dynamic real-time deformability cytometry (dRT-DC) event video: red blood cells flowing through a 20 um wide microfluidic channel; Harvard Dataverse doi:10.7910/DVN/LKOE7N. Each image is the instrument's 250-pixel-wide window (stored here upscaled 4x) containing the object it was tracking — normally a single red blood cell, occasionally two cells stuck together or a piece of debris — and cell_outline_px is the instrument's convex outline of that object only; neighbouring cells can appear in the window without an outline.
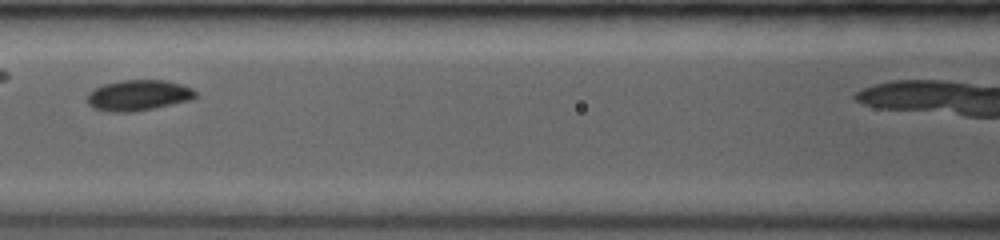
{"species": "common noctule bat (a hibernating species)", "species_latin": "Nyctalus noctula", "temperature_condition": "room temperature", "stored_images_in_passage": 18, "camera_frame_rate_fps": 3500, "um_per_image_px": 0.085, "animal": {"sex": "female", "body_mass_g": 19.0, "forearm_length_mm": 53.3}, "frame": {"image": 1, "passage_image": 8, "time_ms": 3.714, "image_size_px": [1000, 240], "cell_outline_px": [[200, 96], [192, 100], [132, 112], [108, 112], [92, 108], [84, 100], [88, 92], [104, 84], [120, 80], [164, 80], [180, 84], [192, 88]], "centroid_in_image_um": [11.73, 8.11], "position_along_channel_um": 154.9, "area_um2": 19.65}}